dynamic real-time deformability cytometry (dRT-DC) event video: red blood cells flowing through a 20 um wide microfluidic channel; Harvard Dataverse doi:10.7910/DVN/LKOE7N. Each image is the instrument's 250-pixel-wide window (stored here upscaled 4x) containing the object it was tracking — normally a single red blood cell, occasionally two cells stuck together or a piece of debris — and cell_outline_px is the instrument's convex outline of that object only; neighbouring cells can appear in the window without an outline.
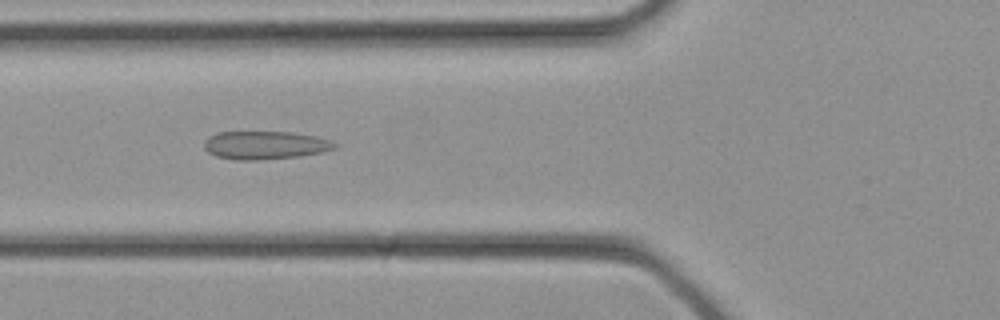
{"species": "common noctule bat (a hibernating species)", "species_latin": "Nyctalus noctula", "temperature_condition": "cold", "stored_images_in_passage": 24, "camera_frame_rate_fps": 3000, "um_per_image_px": 0.085, "animal": {"sex": "female", "body_mass_g": 21.9}, "frame": {"image": 1, "passage_image": 7, "time_ms": 2.0, "image_size_px": [1000, 320], "cell_outline_px": [[340, 144], [336, 148], [324, 152], [300, 156], [256, 160], [236, 160], [216, 156], [208, 152], [204, 148], [204, 140], [208, 136], [216, 132], [292, 132], [316, 136], [332, 140]], "centroid_in_image_um": [22.56, 12.33], "position_along_channel_um": 103.2, "area_um2": 21.73}}
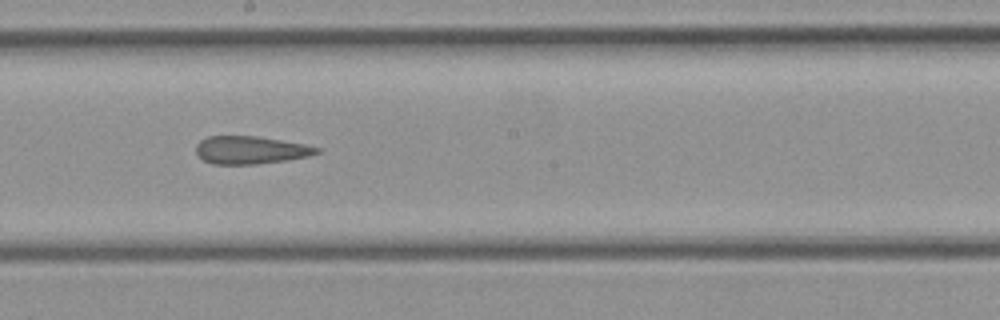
{"frame": {"image": 2, "passage_image": 13, "time_ms": 4.0, "image_size_px": [1000, 320], "cell_outline_px": [[320, 152], [308, 156], [288, 160], [256, 164], [212, 164], [204, 160], [196, 152], [196, 144], [200, 140], [208, 136], [256, 136], [304, 144], [320, 148]], "centroid_in_image_um": [21.28, 12.75], "position_along_channel_um": 226.9, "area_um2": 19.48}}
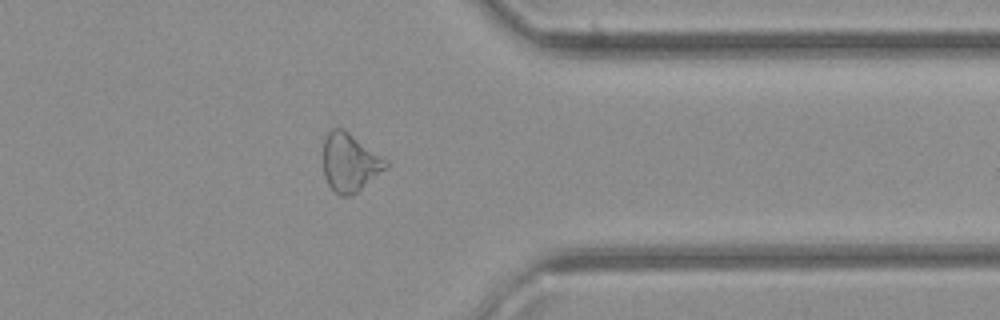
{"frame": {"image": 3, "passage_image": 21, "time_ms": 6.667, "image_size_px": [1000, 320], "cell_outline_px": [[392, 164], [352, 196], [340, 196], [328, 184], [324, 176], [324, 140], [328, 128], [344, 128], [388, 160]], "centroid_in_image_um": [29.76, 13.79], "position_along_channel_um": 381.6, "area_um2": 21.56}}